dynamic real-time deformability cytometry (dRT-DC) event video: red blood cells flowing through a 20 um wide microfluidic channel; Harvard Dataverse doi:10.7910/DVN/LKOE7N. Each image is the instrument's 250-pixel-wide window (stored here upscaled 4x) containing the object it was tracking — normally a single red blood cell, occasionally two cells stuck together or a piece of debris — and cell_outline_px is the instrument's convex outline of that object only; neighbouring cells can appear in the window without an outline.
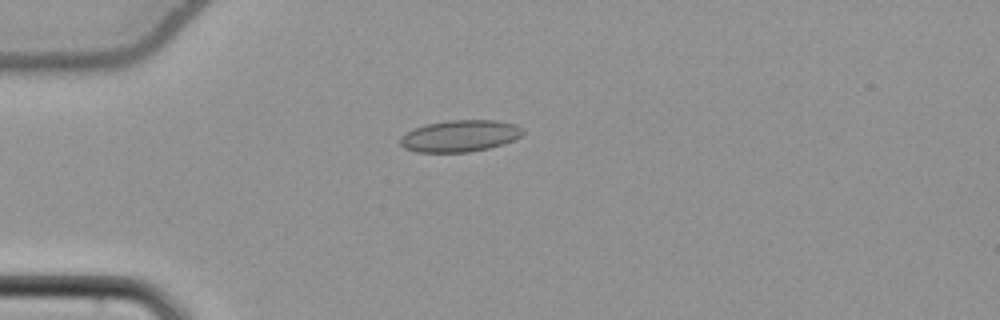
{"species": "common noctule bat (a hibernating species)", "species_latin": "Nyctalus noctula", "temperature_condition": "cold", "stored_images_in_passage": 54, "camera_frame_rate_fps": 3000, "um_per_image_px": 0.085, "animal": {"sex": "female", "body_mass_g": 22.7, "forearm_length_mm": 54.2}, "frame": {"image": 1, "passage_image": 15, "time_ms": 4.667, "image_size_px": [1000, 320], "cell_outline_px": [[524, 132], [520, 136], [504, 144], [488, 148], [468, 152], [416, 152], [404, 148], [400, 144], [400, 136], [424, 124], [448, 120], [496, 120], [516, 124], [524, 128]], "centroid_in_image_um": [39.1, 11.55], "position_along_channel_um": 45.9, "area_um2": 22.72}}
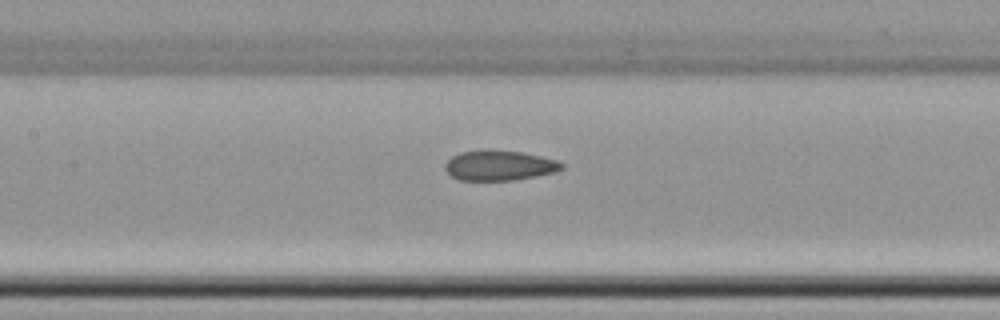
{"frame": {"image": 2, "passage_image": 26, "time_ms": 8.333, "image_size_px": [1000, 320], "cell_outline_px": [[564, 168], [556, 172], [536, 176], [512, 180], [460, 180], [452, 176], [444, 168], [444, 164], [452, 156], [460, 152], [520, 152], [540, 156], [556, 160], [564, 164]], "centroid_in_image_um": [42.47, 14.1], "position_along_channel_um": 164.9, "area_um2": 19.77}}
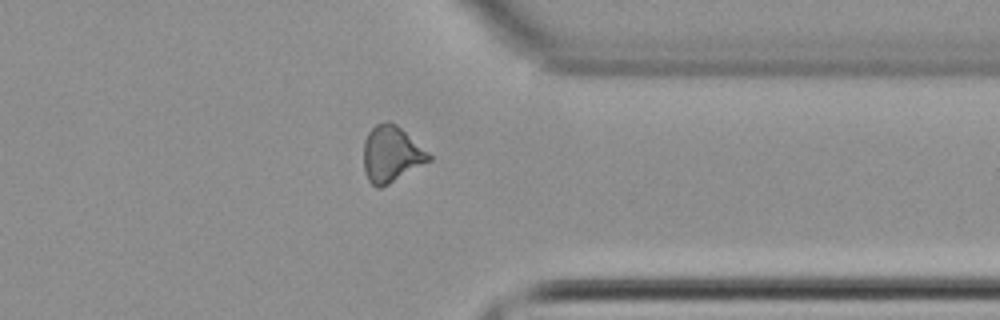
{"frame": {"image": 3, "passage_image": 43, "time_ms": 14.0, "image_size_px": [1000, 320], "cell_outline_px": [[432, 160], [388, 184], [380, 188], [376, 188], [368, 180], [364, 172], [364, 140], [368, 132], [376, 124], [388, 120], [396, 124], [428, 152], [432, 156]], "centroid_in_image_um": [33.25, 13.1], "position_along_channel_um": 378.2, "area_um2": 21.27}, "authors_computed_cell_mechanics": {"area_um2": 21.1837, "velocity_mm_per_s": 3.8408, "shape_relaxation_time_tau1_ms": null, "shape_relaxation_time_tau2_ms": 2.0331, "deformation_change_tau1": null, "deformation_change_tau2": 0.0933}}